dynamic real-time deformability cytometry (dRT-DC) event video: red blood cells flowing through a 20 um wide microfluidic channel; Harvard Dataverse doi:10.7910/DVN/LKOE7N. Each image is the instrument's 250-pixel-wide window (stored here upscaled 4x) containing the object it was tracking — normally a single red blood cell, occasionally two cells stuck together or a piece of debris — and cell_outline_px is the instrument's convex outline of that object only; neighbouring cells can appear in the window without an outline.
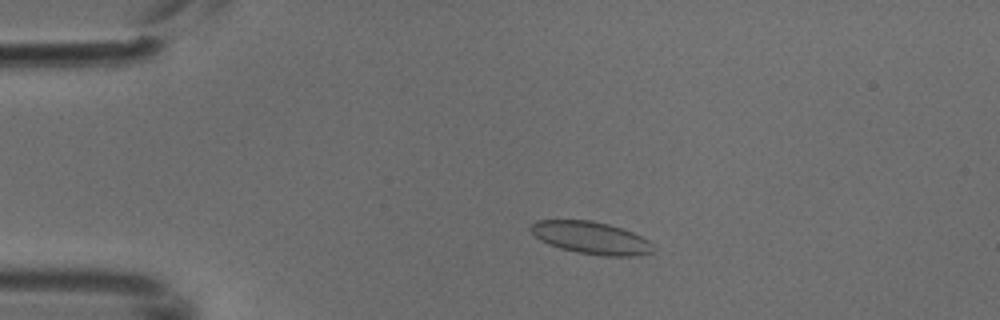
{"species": "common noctule bat (a hibernating species)", "species_latin": "Nyctalus noctula", "temperature_condition": "cold", "stored_images_in_passage": 3, "camera_frame_rate_fps": 3000, "um_per_image_px": 0.085, "animal": {"sex": "male", "body_mass_g": 18.8}, "frame": {"image": 1, "passage_image": 2, "time_ms": 0.333, "image_size_px": [1000, 320], "cell_outline_px": [[656, 248], [652, 252], [640, 256], [604, 256], [580, 252], [560, 248], [548, 244], [540, 240], [528, 228], [536, 220], [592, 220], [608, 224], [632, 232], [648, 240]], "centroid_in_image_um": [50.25, 20.21], "position_along_channel_um": 34.7, "area_um2": 23.06}}